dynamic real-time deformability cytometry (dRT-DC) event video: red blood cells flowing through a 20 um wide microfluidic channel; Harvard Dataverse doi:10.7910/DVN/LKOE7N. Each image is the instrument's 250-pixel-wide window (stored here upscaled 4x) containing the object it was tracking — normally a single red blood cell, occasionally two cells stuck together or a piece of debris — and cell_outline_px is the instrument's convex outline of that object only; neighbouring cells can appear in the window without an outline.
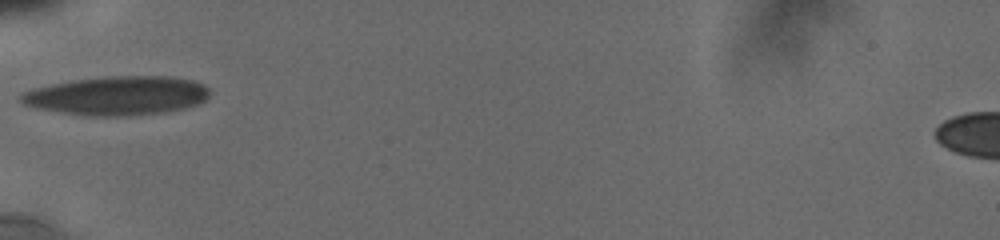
{"species": "human", "species_latin": "Homo sapiens", "temperature_condition": "cold", "stored_images_in_passage": 3, "camera_frame_rate_fps": 3000, "um_per_image_px": 0.085, "donor": {"sex": "male"}, "frame": {"image": 1, "passage_image": 1, "time_ms": 0.0, "image_size_px": [1000, 240], "cell_outline_px": [[208, 96], [204, 100], [196, 104], [184, 108], [164, 112], [120, 116], [92, 116], [64, 112], [40, 108], [24, 104], [20, 100], [20, 96], [24, 92], [32, 88], [72, 80], [108, 76], [168, 76], [192, 80], [204, 84], [208, 88]], "centroid_in_image_um": [9.98, 8.12], "position_along_channel_um": 75.0, "area_um2": 42.31}}
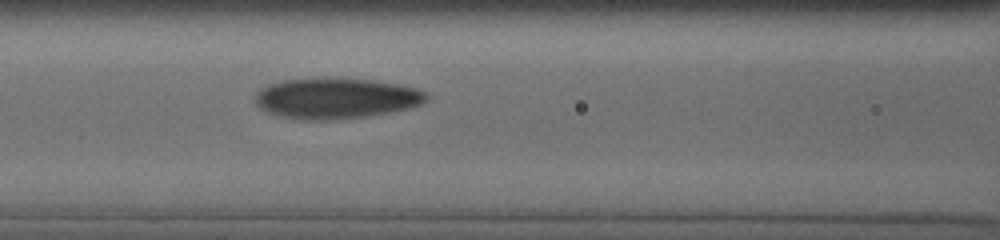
{"frame": {"image": 2, "passage_image": 3, "time_ms": 1.667, "image_size_px": [1000, 240], "cell_outline_px": [[428, 96], [420, 104], [408, 108], [368, 116], [332, 120], [304, 120], [280, 116], [268, 112], [260, 108], [256, 104], [256, 92], [268, 84], [284, 80], [324, 76], [336, 76], [372, 80], [396, 84], [416, 88], [424, 92]], "centroid_in_image_um": [28.51, 8.33], "position_along_channel_um": 138.1, "area_um2": 40.98}}